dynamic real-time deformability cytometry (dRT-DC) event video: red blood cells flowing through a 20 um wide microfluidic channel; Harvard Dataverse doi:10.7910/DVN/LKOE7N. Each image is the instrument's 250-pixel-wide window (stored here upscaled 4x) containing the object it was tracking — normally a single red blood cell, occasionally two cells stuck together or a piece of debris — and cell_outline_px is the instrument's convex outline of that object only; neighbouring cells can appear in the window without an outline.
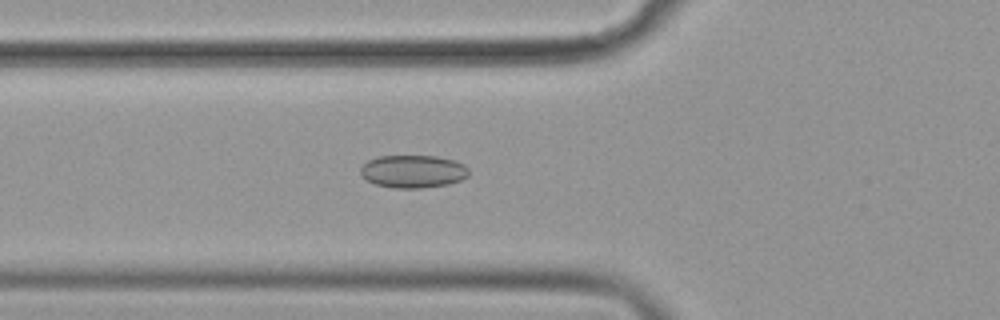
{"species": "common noctule bat (a hibernating species)", "species_latin": "Nyctalus noctula", "temperature_condition": "cold", "stored_images_in_passage": 56, "camera_frame_rate_fps": 3000, "um_per_image_px": 0.085, "animal": {"sex": "female", "body_mass_g": 19.9}, "frame": {"image": 1, "passage_image": 21, "time_ms": 6.667, "image_size_px": [1000, 320], "cell_outline_px": [[468, 176], [460, 180], [448, 184], [420, 188], [392, 188], [376, 184], [368, 180], [360, 172], [360, 168], [368, 160], [376, 156], [436, 156], [456, 160], [464, 164], [468, 168]], "centroid_in_image_um": [35.12, 14.56], "position_along_channel_um": 90.7, "area_um2": 20.69}}
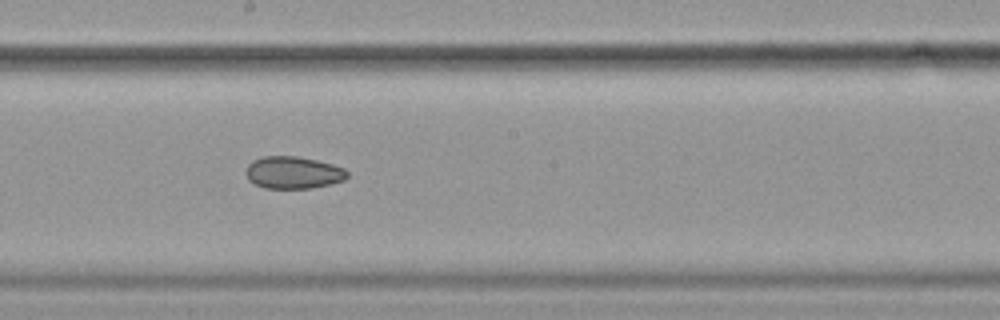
{"frame": {"image": 2, "passage_image": 32, "time_ms": 10.333, "image_size_px": [1000, 320], "cell_outline_px": [[348, 176], [344, 180], [312, 188], [264, 188], [248, 180], [244, 172], [248, 164], [252, 160], [264, 156], [296, 156], [316, 160], [332, 164], [344, 168], [348, 172]], "centroid_in_image_um": [24.89, 14.66], "position_along_channel_um": 223.3, "area_um2": 19.07}}
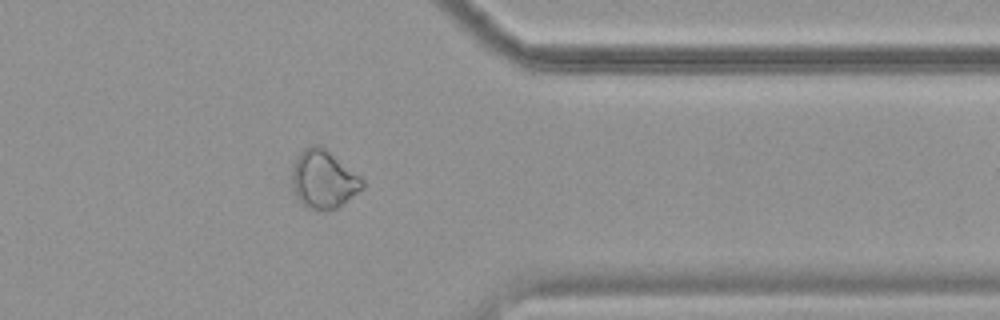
{"frame": {"image": 3, "passage_image": 46, "time_ms": 15.0, "image_size_px": [1000, 320], "cell_outline_px": [[364, 188], [336, 208], [320, 212], [316, 212], [308, 208], [296, 196], [292, 188], [292, 168], [296, 156], [304, 148], [312, 144], [320, 144], [360, 176], [364, 180]], "centroid_in_image_um": [27.48, 15.24], "position_along_channel_um": 383.9, "area_um2": 24.04}}